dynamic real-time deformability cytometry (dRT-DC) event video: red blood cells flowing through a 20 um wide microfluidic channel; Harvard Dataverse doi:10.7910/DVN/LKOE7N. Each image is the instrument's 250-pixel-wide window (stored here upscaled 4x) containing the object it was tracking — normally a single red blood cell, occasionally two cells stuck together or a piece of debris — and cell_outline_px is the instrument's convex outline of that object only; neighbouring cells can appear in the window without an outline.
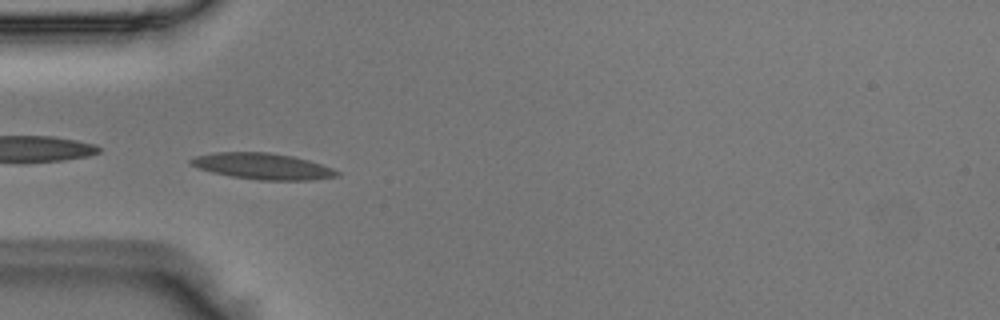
{"species": "Egyptian fruit bat (a non-hibernating species)", "species_latin": "Rousettus aegyptiacus", "temperature_condition": "room temperature", "stored_images_in_passage": 48, "camera_frame_rate_fps": 3000, "um_per_image_px": 0.085, "animal": {"sex": "male"}, "frame": {"image": 1, "passage_image": 12, "time_ms": 3.667, "image_size_px": [1000, 320], "cell_outline_px": [[340, 176], [312, 180], [256, 180], [232, 176], [212, 172], [200, 168], [192, 164], [188, 160], [196, 156], [216, 152], [268, 152], [292, 156], [308, 160], [332, 168], [340, 172]], "centroid_in_image_um": [22.36, 14.13], "position_along_channel_um": 62.6, "area_um2": 22.14}}
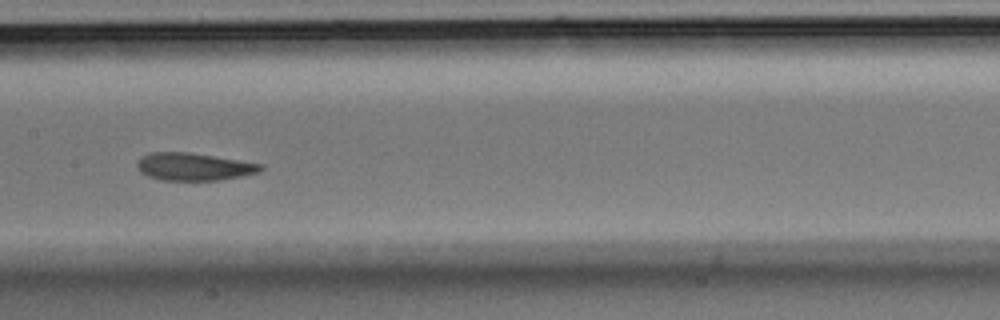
{"frame": {"image": 2, "passage_image": 22, "time_ms": 7.0, "image_size_px": [1000, 320], "cell_outline_px": [[264, 168], [256, 172], [240, 176], [220, 180], [160, 180], [148, 176], [140, 172], [136, 164], [148, 152], [188, 152], [264, 164]], "centroid_in_image_um": [16.46, 14.17], "position_along_channel_um": 190.9, "area_um2": 19.65}}
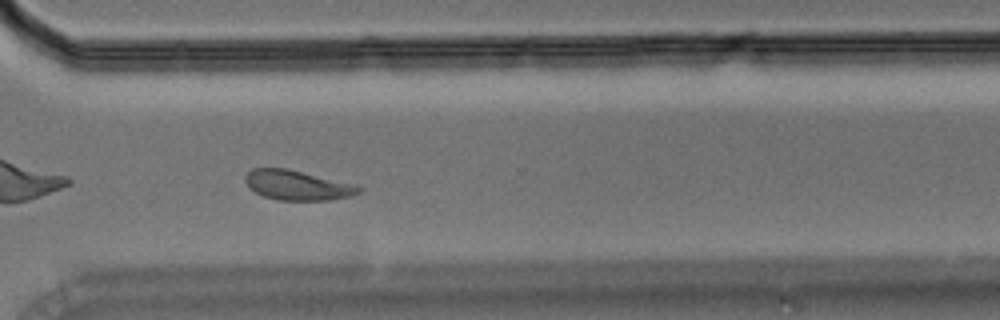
{"frame": {"image": 3, "passage_image": 34, "time_ms": 11.0, "image_size_px": [1000, 320], "cell_outline_px": [[364, 188], [360, 192], [352, 196], [328, 200], [276, 200], [264, 196], [248, 188], [244, 180], [244, 176], [252, 168], [288, 168], [360, 184]], "centroid_in_image_um": [25.34, 15.73], "position_along_channel_um": 345.3, "area_um2": 20.29}}